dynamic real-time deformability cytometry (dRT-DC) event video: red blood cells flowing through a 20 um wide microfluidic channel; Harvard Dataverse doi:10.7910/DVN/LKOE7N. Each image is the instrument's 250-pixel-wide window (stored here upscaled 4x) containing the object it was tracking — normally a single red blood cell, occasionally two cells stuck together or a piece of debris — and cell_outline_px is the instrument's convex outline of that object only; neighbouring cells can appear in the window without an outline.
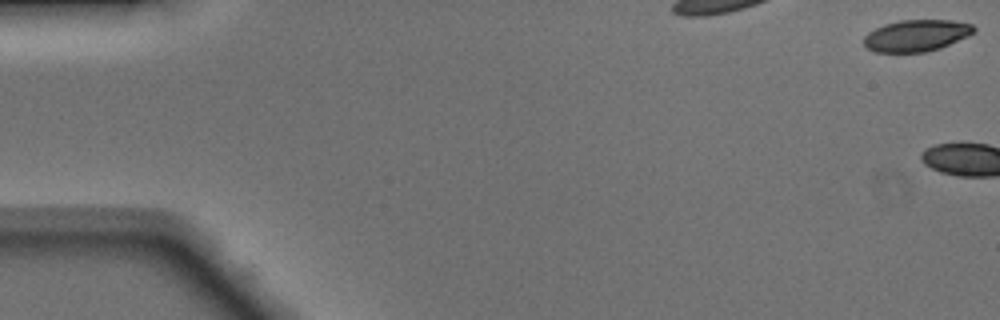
{"species": "Egyptian fruit bat (a non-hibernating species)", "species_latin": "Rousettus aegyptiacus", "temperature_condition": "warm", "stored_images_in_passage": 3, "camera_frame_rate_fps": 3000, "um_per_image_px": 0.085, "animal": {"sex": "male"}, "frame": {"image": 1, "passage_image": 1, "time_ms": 0.0, "image_size_px": [1000, 320], "cell_outline_px": [[976, 32], [968, 36], [940, 48], [924, 52], [876, 52], [868, 48], [864, 44], [864, 36], [868, 32], [884, 24], [900, 20], [952, 20], [972, 24], [976, 28]], "centroid_in_image_um": [77.91, 3.01], "position_along_channel_um": 7.1, "area_um2": 20.29}}